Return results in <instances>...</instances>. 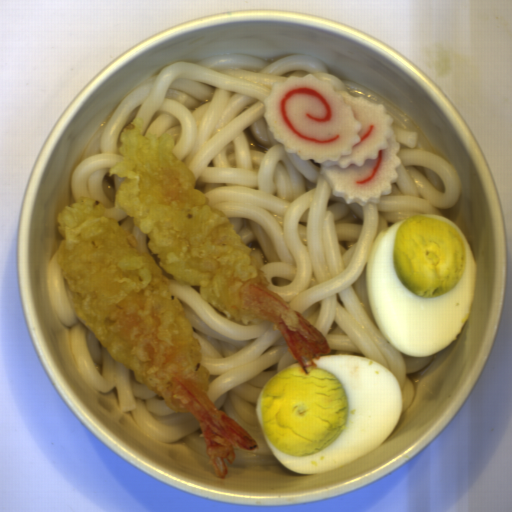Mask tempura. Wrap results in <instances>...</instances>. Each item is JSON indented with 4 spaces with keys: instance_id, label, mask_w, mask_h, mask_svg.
<instances>
[{
    "instance_id": "1",
    "label": "tempura",
    "mask_w": 512,
    "mask_h": 512,
    "mask_svg": "<svg viewBox=\"0 0 512 512\" xmlns=\"http://www.w3.org/2000/svg\"><path fill=\"white\" fill-rule=\"evenodd\" d=\"M135 117L120 134L123 159L107 177L124 178L113 206L124 210L146 235L149 252L99 200L80 195L55 216L56 256L76 317L110 357L163 398L174 413H190L205 441L217 478L225 479L235 448L255 452L259 444L207 394L210 371L180 299L170 289L199 286V298L239 325L262 322L279 330L301 366L329 355L326 337L303 314L271 290L266 267L234 230L226 213L208 204L197 176L174 152L169 133L143 134Z\"/></svg>"
}]
</instances>
